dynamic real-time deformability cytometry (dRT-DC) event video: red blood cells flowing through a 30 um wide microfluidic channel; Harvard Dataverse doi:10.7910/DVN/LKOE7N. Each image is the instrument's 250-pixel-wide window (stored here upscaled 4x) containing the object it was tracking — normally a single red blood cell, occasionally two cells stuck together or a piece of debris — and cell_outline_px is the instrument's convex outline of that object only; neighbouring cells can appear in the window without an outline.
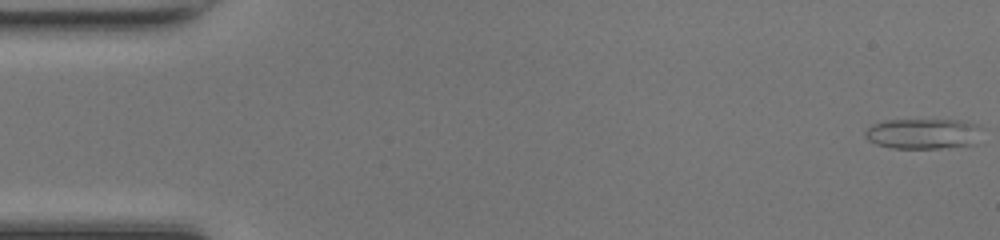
{"species": "common noctule bat (a hibernating species)", "species_latin": "Nyctalus noctula", "temperature_condition": "room temperature", "stored_images_in_passage": 48, "camera_frame_rate_fps": 3000, "um_per_image_px": 0.085, "animal": {"sex": "female", "body_mass_g": 17.0, "forearm_length_mm": 48.0}, "frame": {"image": 1, "passage_image": 1, "time_ms": 0.0, "image_size_px": [1000, 240], "cell_outline_px": [[976, 144], [948, 148], [892, 148], [876, 144], [868, 140], [864, 136], [864, 132], [872, 124], [884, 120], [960, 120], [976, 124]], "centroid_in_image_um": [78.38, 11.37], "position_along_channel_um": 6.6, "area_um2": 20.52}}
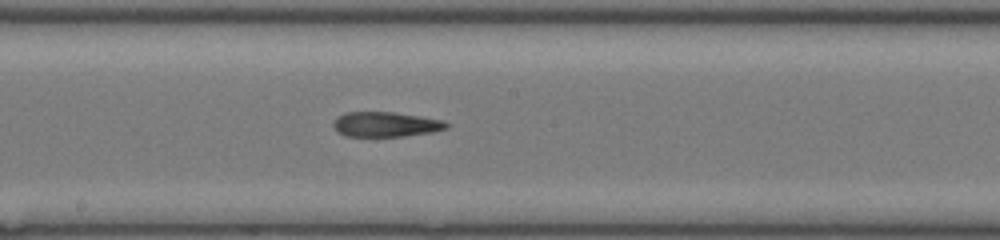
{"frame": {"image": 2, "passage_image": 26, "time_ms": 8.333, "image_size_px": [1000, 240], "cell_outline_px": [[452, 124], [448, 128], [432, 132], [404, 136], [344, 136], [336, 132], [332, 128], [332, 120], [336, 116], [344, 112], [396, 112], [444, 120]], "centroid_in_image_um": [32.75, 10.56], "position_along_channel_um": 215.4, "area_um2": 16.88}}
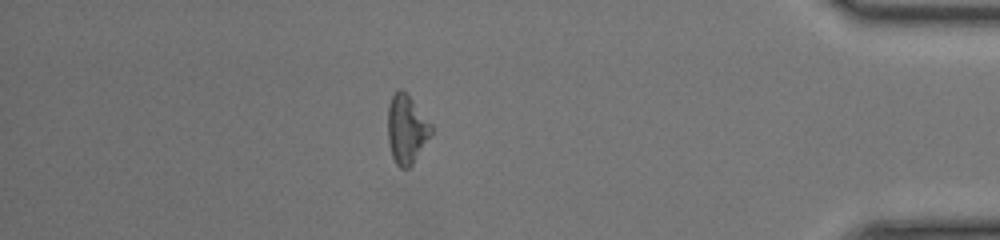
{"frame": {"image": 3, "passage_image": 42, "time_ms": 13.667, "image_size_px": [1000, 240], "cell_outline_px": [[432, 132], [412, 164], [408, 168], [400, 168], [396, 164], [392, 156], [388, 140], [388, 104], [392, 96], [400, 88], [408, 92], [432, 124]], "centroid_in_image_um": [34.55, 10.93], "position_along_channel_um": 400.6, "area_um2": 17.46}}